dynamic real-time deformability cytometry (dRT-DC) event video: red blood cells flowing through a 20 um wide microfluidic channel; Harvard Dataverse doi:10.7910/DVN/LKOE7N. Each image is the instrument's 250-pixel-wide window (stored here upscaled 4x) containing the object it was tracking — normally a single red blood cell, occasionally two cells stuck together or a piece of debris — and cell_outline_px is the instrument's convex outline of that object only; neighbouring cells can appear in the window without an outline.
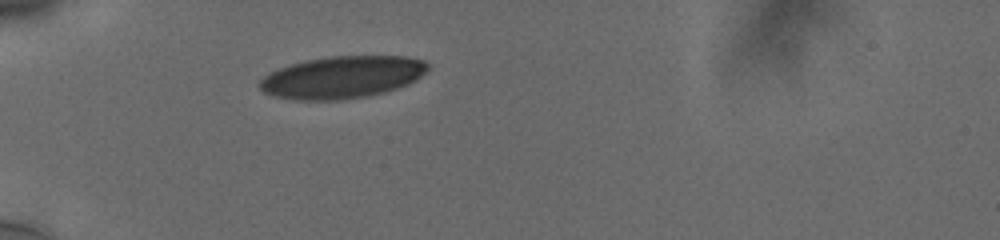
{"species": "human", "species_latin": "Homo sapiens", "temperature_condition": "cold", "stored_images_in_passage": 32, "camera_frame_rate_fps": 3000, "um_per_image_px": 0.085, "donor": {"sex": "male"}, "frame": {"image": 1, "passage_image": 1, "time_ms": 0.0, "image_size_px": [1000, 240], "cell_outline_px": [[428, 68], [416, 80], [408, 84], [384, 92], [368, 96], [344, 100], [292, 100], [276, 96], [264, 92], [260, 88], [260, 80], [268, 72], [288, 64], [304, 60], [328, 56], [408, 56], [424, 60], [428, 64]], "centroid_in_image_um": [29.06, 6.56], "position_along_channel_um": 55.9, "area_um2": 41.62}}
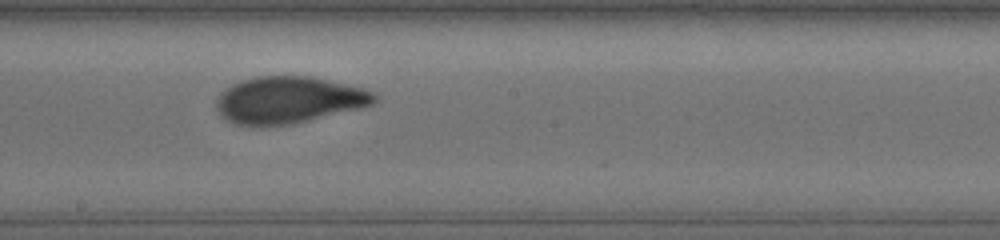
{"frame": {"image": 2, "passage_image": 16, "time_ms": 5.0, "image_size_px": [1000, 240], "cell_outline_px": [[376, 100], [372, 104], [360, 108], [292, 124], [264, 128], [260, 128], [236, 124], [228, 120], [216, 108], [216, 100], [220, 92], [224, 88], [240, 80], [256, 76], [312, 76], [364, 88], [372, 92], [376, 96]], "centroid_in_image_um": [24.49, 8.51], "position_along_channel_um": 223.7, "area_um2": 43.52}}
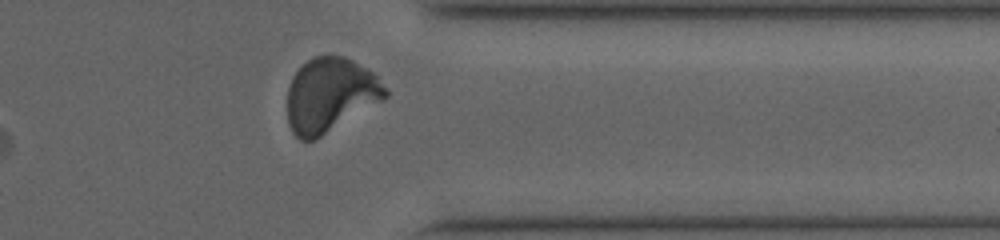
{"frame": {"image": 3, "passage_image": 29, "time_ms": 9.333, "image_size_px": [1000, 240], "cell_outline_px": [[388, 96], [384, 100], [316, 140], [300, 140], [292, 132], [288, 124], [288, 88], [292, 76], [308, 60], [316, 56], [344, 56], [368, 68], [388, 88]], "centroid_in_image_um": [28.09, 8.09], "position_along_channel_um": 383.3, "area_um2": 42.6}, "authors_computed_cell_mechanics": {"area_um2": 42.9454, "velocity_mm_per_s": 3.7498, "shape_relaxation_time_tau1_ms": 5.7106, "shape_relaxation_time_tau2_ms": 0.7886, "deformation_change_tau1": 0.1921, "deformation_change_tau2": 0.0562}}